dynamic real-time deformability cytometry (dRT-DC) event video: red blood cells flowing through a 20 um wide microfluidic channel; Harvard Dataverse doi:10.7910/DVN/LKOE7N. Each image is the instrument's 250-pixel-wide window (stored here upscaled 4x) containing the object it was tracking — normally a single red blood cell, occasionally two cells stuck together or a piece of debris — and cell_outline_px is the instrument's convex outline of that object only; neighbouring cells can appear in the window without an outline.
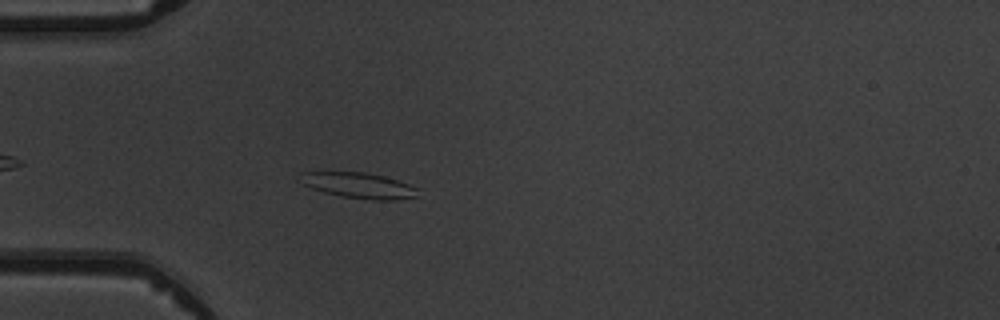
{"species": "common noctule bat (a hibernating species)", "species_latin": "Nyctalus noctula", "temperature_condition": "warm", "stored_images_in_passage": 5, "camera_frame_rate_fps": 3000, "um_per_image_px": 0.085, "animal": {"sex": "male", "body_mass_g": 19.5, "forearm_length_mm": 54.6}, "frame": {"image": 1, "passage_image": 5, "time_ms": 4.667, "image_size_px": [1000, 320], "cell_outline_px": [[420, 188], [416, 196], [396, 200], [372, 200], [344, 196], [324, 192], [312, 188], [296, 180], [304, 172], [364, 172], [384, 176]], "centroid_in_image_um": [30.5, 15.76], "position_along_channel_um": 54.5, "area_um2": 17.46}}